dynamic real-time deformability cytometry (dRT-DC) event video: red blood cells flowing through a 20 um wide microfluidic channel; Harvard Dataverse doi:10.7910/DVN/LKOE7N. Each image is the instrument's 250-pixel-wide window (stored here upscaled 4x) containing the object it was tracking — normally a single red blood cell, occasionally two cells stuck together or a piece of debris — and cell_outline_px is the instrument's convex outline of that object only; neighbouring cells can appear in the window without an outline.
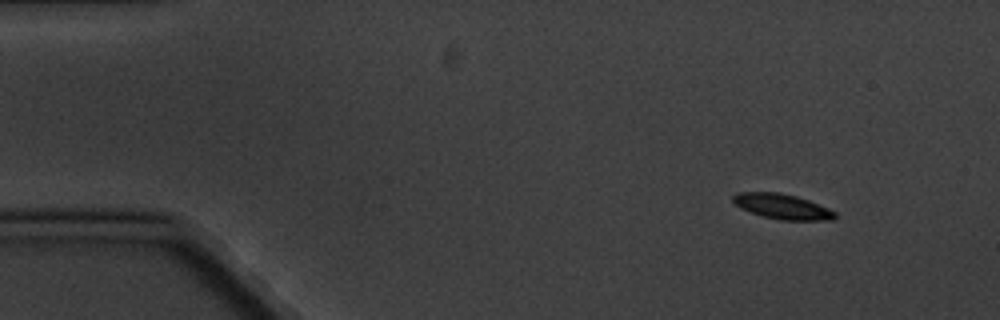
{"species": "common noctule bat (a hibernating species)", "species_latin": "Nyctalus noctula", "temperature_condition": "cold", "stored_images_in_passage": 5, "segment_of_instrument_passage": [1, 2], "camera_frame_rate_fps": 3000, "um_per_image_px": 0.085, "animal": {"sex": "male", "body_mass_g": 20.1, "forearm_length_mm": 53.5}, "frame": {"image": 1, "passage_image": 1, "time_ms": 0.0, "image_size_px": [1000, 320], "cell_outline_px": [[836, 216], [832, 220], [780, 220], [764, 216], [740, 208], [732, 200], [732, 196], [736, 192], [780, 192], [796, 196], [808, 200], [828, 208], [836, 212]], "centroid_in_image_um": [66.49, 17.54], "position_along_channel_um": 18.5, "area_um2": 14.85}}
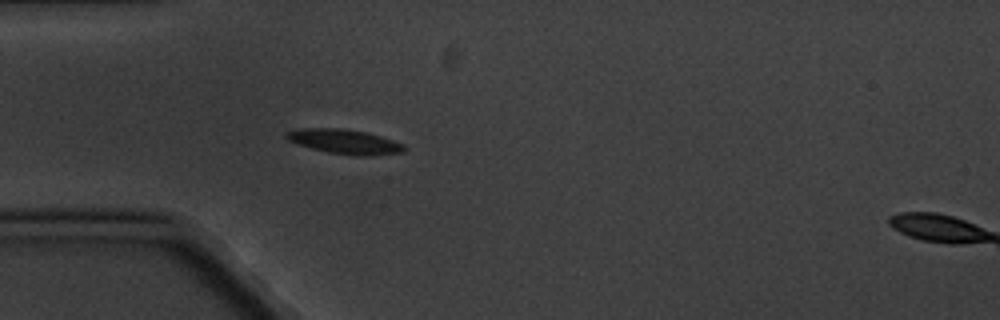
{"frame": {"image": 2, "passage_image": 4, "time_ms": 3.667, "image_size_px": [1000, 320], "cell_outline_px": [[408, 148], [404, 152], [372, 156], [356, 156], [328, 152], [296, 144], [288, 140], [284, 136], [288, 132], [300, 128], [340, 128], [364, 132], [380, 136], [404, 144]], "centroid_in_image_um": [29.32, 12.05], "position_along_channel_um": 55.7, "area_um2": 16.88}}